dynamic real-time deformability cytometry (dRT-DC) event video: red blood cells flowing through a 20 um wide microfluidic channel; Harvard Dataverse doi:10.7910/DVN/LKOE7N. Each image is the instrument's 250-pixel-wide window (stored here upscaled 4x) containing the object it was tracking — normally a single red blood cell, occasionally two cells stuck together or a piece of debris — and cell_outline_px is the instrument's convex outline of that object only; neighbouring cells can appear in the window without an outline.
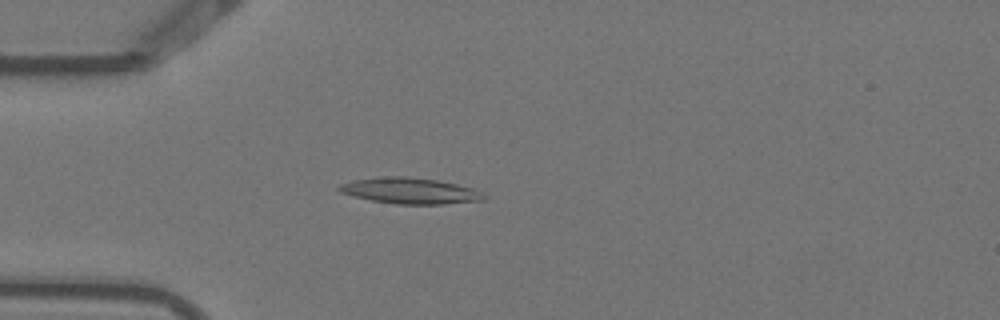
{"species": "Egyptian fruit bat (a non-hibernating species)", "species_latin": "Rousettus aegyptiacus", "temperature_condition": "warm", "stored_images_in_passage": 5, "camera_frame_rate_fps": 3000, "um_per_image_px": 0.085, "animal": {"sex": "female"}, "frame": {"image": 1, "passage_image": 5, "time_ms": 1.333, "image_size_px": [1000, 320], "cell_outline_px": [[488, 196], [484, 200], [444, 204], [396, 204], [372, 200], [340, 192], [336, 188], [340, 184], [352, 180], [384, 176], [404, 176], [436, 180], [476, 188]], "centroid_in_image_um": [34.9, 16.21], "position_along_channel_um": 50.1, "area_um2": 21.96}}